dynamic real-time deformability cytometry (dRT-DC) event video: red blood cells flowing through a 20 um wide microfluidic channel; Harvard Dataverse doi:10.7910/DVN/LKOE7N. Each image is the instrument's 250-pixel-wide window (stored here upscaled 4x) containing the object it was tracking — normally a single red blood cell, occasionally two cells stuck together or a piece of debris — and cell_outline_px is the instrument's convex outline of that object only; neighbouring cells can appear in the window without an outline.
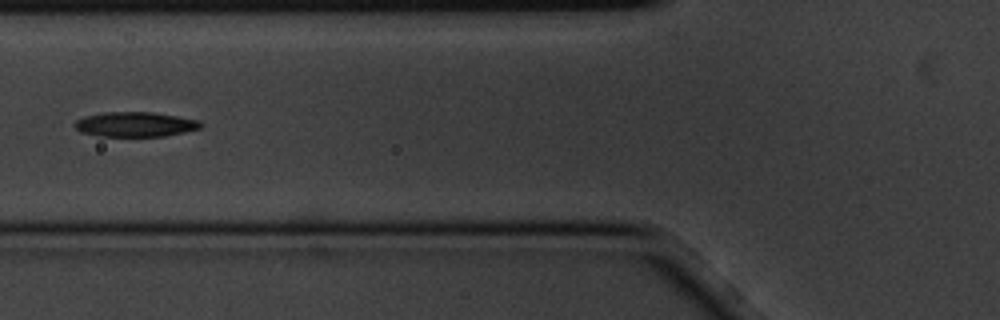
{"species": "common noctule bat (a hibernating species)", "species_latin": "Nyctalus noctula", "temperature_condition": "cold", "stored_images_in_passage": 7, "camera_frame_rate_fps": 3000, "um_per_image_px": 0.085, "animal": {"sex": "male", "body_mass_g": 20.1, "forearm_length_mm": 53.5}, "frame": {"image": 1, "passage_image": 7, "time_ms": 2.0, "image_size_px": [1000, 320], "cell_outline_px": [[200, 128], [184, 132], [164, 136], [100, 136], [80, 132], [72, 124], [76, 120], [84, 116], [104, 112], [152, 112], [200, 120]], "centroid_in_image_um": [11.44, 10.56], "position_along_channel_um": 114.4, "area_um2": 18.15}}